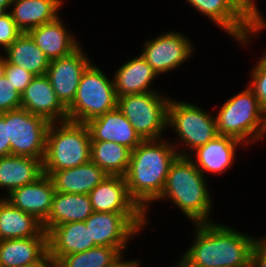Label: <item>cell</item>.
<instances>
[{
    "label": "cell",
    "instance_id": "6da1fadb",
    "mask_svg": "<svg viewBox=\"0 0 266 267\" xmlns=\"http://www.w3.org/2000/svg\"><path fill=\"white\" fill-rule=\"evenodd\" d=\"M193 226V241L190 242L192 244L179 258L184 265L251 267L252 250L260 236L235 230L217 221L193 224Z\"/></svg>",
    "mask_w": 266,
    "mask_h": 267
},
{
    "label": "cell",
    "instance_id": "7a4b0ae2",
    "mask_svg": "<svg viewBox=\"0 0 266 267\" xmlns=\"http://www.w3.org/2000/svg\"><path fill=\"white\" fill-rule=\"evenodd\" d=\"M178 156L169 137L143 140L131 151L124 176L130 197L144 211L147 226H151L149 209L161 195L170 165Z\"/></svg>",
    "mask_w": 266,
    "mask_h": 267
},
{
    "label": "cell",
    "instance_id": "3957f363",
    "mask_svg": "<svg viewBox=\"0 0 266 267\" xmlns=\"http://www.w3.org/2000/svg\"><path fill=\"white\" fill-rule=\"evenodd\" d=\"M208 181L188 156L178 155L170 165L161 195L154 202H171L192 224L215 222Z\"/></svg>",
    "mask_w": 266,
    "mask_h": 267
},
{
    "label": "cell",
    "instance_id": "277c9868",
    "mask_svg": "<svg viewBox=\"0 0 266 267\" xmlns=\"http://www.w3.org/2000/svg\"><path fill=\"white\" fill-rule=\"evenodd\" d=\"M214 117L218 135L233 137L247 147L266 136L265 110L248 85L225 100Z\"/></svg>",
    "mask_w": 266,
    "mask_h": 267
},
{
    "label": "cell",
    "instance_id": "5b68a950",
    "mask_svg": "<svg viewBox=\"0 0 266 267\" xmlns=\"http://www.w3.org/2000/svg\"><path fill=\"white\" fill-rule=\"evenodd\" d=\"M91 161V139L84 123H50L46 133L43 171H59Z\"/></svg>",
    "mask_w": 266,
    "mask_h": 267
},
{
    "label": "cell",
    "instance_id": "8992f818",
    "mask_svg": "<svg viewBox=\"0 0 266 267\" xmlns=\"http://www.w3.org/2000/svg\"><path fill=\"white\" fill-rule=\"evenodd\" d=\"M167 128L172 129L174 137L176 136L172 137L173 141H169L179 156H189L218 136L214 113L211 114L193 102L180 101L173 97L168 104Z\"/></svg>",
    "mask_w": 266,
    "mask_h": 267
},
{
    "label": "cell",
    "instance_id": "52a82bcc",
    "mask_svg": "<svg viewBox=\"0 0 266 267\" xmlns=\"http://www.w3.org/2000/svg\"><path fill=\"white\" fill-rule=\"evenodd\" d=\"M103 70L92 62L82 73L74 101L67 108L68 121L85 124L117 108L113 78Z\"/></svg>",
    "mask_w": 266,
    "mask_h": 267
},
{
    "label": "cell",
    "instance_id": "ba28073f",
    "mask_svg": "<svg viewBox=\"0 0 266 267\" xmlns=\"http://www.w3.org/2000/svg\"><path fill=\"white\" fill-rule=\"evenodd\" d=\"M169 96L154 91L118 97L117 107L143 140L166 137Z\"/></svg>",
    "mask_w": 266,
    "mask_h": 267
},
{
    "label": "cell",
    "instance_id": "9c48e42d",
    "mask_svg": "<svg viewBox=\"0 0 266 267\" xmlns=\"http://www.w3.org/2000/svg\"><path fill=\"white\" fill-rule=\"evenodd\" d=\"M84 222L97 246L115 247L120 253L127 252L129 242L148 228L144 213L93 212Z\"/></svg>",
    "mask_w": 266,
    "mask_h": 267
},
{
    "label": "cell",
    "instance_id": "30bf717a",
    "mask_svg": "<svg viewBox=\"0 0 266 267\" xmlns=\"http://www.w3.org/2000/svg\"><path fill=\"white\" fill-rule=\"evenodd\" d=\"M189 7L208 18L213 25L231 36L238 46L248 47L252 42V15L243 0H184Z\"/></svg>",
    "mask_w": 266,
    "mask_h": 267
},
{
    "label": "cell",
    "instance_id": "8fae6325",
    "mask_svg": "<svg viewBox=\"0 0 266 267\" xmlns=\"http://www.w3.org/2000/svg\"><path fill=\"white\" fill-rule=\"evenodd\" d=\"M0 116L7 125L11 154L43 161L46 133L50 123L22 108L0 113Z\"/></svg>",
    "mask_w": 266,
    "mask_h": 267
},
{
    "label": "cell",
    "instance_id": "7c38bea8",
    "mask_svg": "<svg viewBox=\"0 0 266 267\" xmlns=\"http://www.w3.org/2000/svg\"><path fill=\"white\" fill-rule=\"evenodd\" d=\"M191 40L182 31L160 32L144 42L140 54L160 78L176 71L193 57L195 47Z\"/></svg>",
    "mask_w": 266,
    "mask_h": 267
},
{
    "label": "cell",
    "instance_id": "4fadbf2b",
    "mask_svg": "<svg viewBox=\"0 0 266 267\" xmlns=\"http://www.w3.org/2000/svg\"><path fill=\"white\" fill-rule=\"evenodd\" d=\"M89 58L81 45L68 56L50 60L46 75L58 99L66 108L74 101L82 73L92 63Z\"/></svg>",
    "mask_w": 266,
    "mask_h": 267
},
{
    "label": "cell",
    "instance_id": "5bb4252c",
    "mask_svg": "<svg viewBox=\"0 0 266 267\" xmlns=\"http://www.w3.org/2000/svg\"><path fill=\"white\" fill-rule=\"evenodd\" d=\"M243 147L247 146L233 137L218 135L188 157L206 178H208L207 173L222 176L221 174L233 168L237 160L235 157L238 156L237 149Z\"/></svg>",
    "mask_w": 266,
    "mask_h": 267
},
{
    "label": "cell",
    "instance_id": "9a60e30c",
    "mask_svg": "<svg viewBox=\"0 0 266 267\" xmlns=\"http://www.w3.org/2000/svg\"><path fill=\"white\" fill-rule=\"evenodd\" d=\"M21 108L49 123L67 121V108L58 99L48 76H35L21 94Z\"/></svg>",
    "mask_w": 266,
    "mask_h": 267
},
{
    "label": "cell",
    "instance_id": "2e32d148",
    "mask_svg": "<svg viewBox=\"0 0 266 267\" xmlns=\"http://www.w3.org/2000/svg\"><path fill=\"white\" fill-rule=\"evenodd\" d=\"M54 194L52 180L43 174L35 182L12 190L4 199L44 223L50 213Z\"/></svg>",
    "mask_w": 266,
    "mask_h": 267
},
{
    "label": "cell",
    "instance_id": "e0dca14e",
    "mask_svg": "<svg viewBox=\"0 0 266 267\" xmlns=\"http://www.w3.org/2000/svg\"><path fill=\"white\" fill-rule=\"evenodd\" d=\"M93 212L144 213L130 197L123 176H108L89 194Z\"/></svg>",
    "mask_w": 266,
    "mask_h": 267
},
{
    "label": "cell",
    "instance_id": "ac0fdd59",
    "mask_svg": "<svg viewBox=\"0 0 266 267\" xmlns=\"http://www.w3.org/2000/svg\"><path fill=\"white\" fill-rule=\"evenodd\" d=\"M91 141H112L134 150L143 139L117 107L85 123Z\"/></svg>",
    "mask_w": 266,
    "mask_h": 267
},
{
    "label": "cell",
    "instance_id": "d6986e66",
    "mask_svg": "<svg viewBox=\"0 0 266 267\" xmlns=\"http://www.w3.org/2000/svg\"><path fill=\"white\" fill-rule=\"evenodd\" d=\"M28 34L49 60L68 56L82 45L60 16L52 22L35 27Z\"/></svg>",
    "mask_w": 266,
    "mask_h": 267
},
{
    "label": "cell",
    "instance_id": "ffe728a7",
    "mask_svg": "<svg viewBox=\"0 0 266 267\" xmlns=\"http://www.w3.org/2000/svg\"><path fill=\"white\" fill-rule=\"evenodd\" d=\"M126 61L112 75L117 98L158 90L152 85L159 76L141 54Z\"/></svg>",
    "mask_w": 266,
    "mask_h": 267
},
{
    "label": "cell",
    "instance_id": "44dd1931",
    "mask_svg": "<svg viewBox=\"0 0 266 267\" xmlns=\"http://www.w3.org/2000/svg\"><path fill=\"white\" fill-rule=\"evenodd\" d=\"M48 255L57 262L62 256L97 247L85 222H69L53 227L48 233Z\"/></svg>",
    "mask_w": 266,
    "mask_h": 267
},
{
    "label": "cell",
    "instance_id": "7402d4cb",
    "mask_svg": "<svg viewBox=\"0 0 266 267\" xmlns=\"http://www.w3.org/2000/svg\"><path fill=\"white\" fill-rule=\"evenodd\" d=\"M52 180L55 191L69 194H89L109 175L92 161L74 168L43 171Z\"/></svg>",
    "mask_w": 266,
    "mask_h": 267
},
{
    "label": "cell",
    "instance_id": "603a6c76",
    "mask_svg": "<svg viewBox=\"0 0 266 267\" xmlns=\"http://www.w3.org/2000/svg\"><path fill=\"white\" fill-rule=\"evenodd\" d=\"M48 255V237L4 239L0 241V267H28Z\"/></svg>",
    "mask_w": 266,
    "mask_h": 267
},
{
    "label": "cell",
    "instance_id": "cb8c5ba5",
    "mask_svg": "<svg viewBox=\"0 0 266 267\" xmlns=\"http://www.w3.org/2000/svg\"><path fill=\"white\" fill-rule=\"evenodd\" d=\"M65 0H13L9 9L22 33L49 23L60 15Z\"/></svg>",
    "mask_w": 266,
    "mask_h": 267
},
{
    "label": "cell",
    "instance_id": "d4e9b609",
    "mask_svg": "<svg viewBox=\"0 0 266 267\" xmlns=\"http://www.w3.org/2000/svg\"><path fill=\"white\" fill-rule=\"evenodd\" d=\"M42 175L43 164L39 159L12 154L0 157V189L6 193L1 194L0 198L16 188L35 182Z\"/></svg>",
    "mask_w": 266,
    "mask_h": 267
},
{
    "label": "cell",
    "instance_id": "484cf974",
    "mask_svg": "<svg viewBox=\"0 0 266 267\" xmlns=\"http://www.w3.org/2000/svg\"><path fill=\"white\" fill-rule=\"evenodd\" d=\"M93 213L88 194H69L55 191L52 206L43 228L48 233L53 227L69 222H84Z\"/></svg>",
    "mask_w": 266,
    "mask_h": 267
},
{
    "label": "cell",
    "instance_id": "4316f807",
    "mask_svg": "<svg viewBox=\"0 0 266 267\" xmlns=\"http://www.w3.org/2000/svg\"><path fill=\"white\" fill-rule=\"evenodd\" d=\"M28 237H47L43 223L0 198V241Z\"/></svg>",
    "mask_w": 266,
    "mask_h": 267
},
{
    "label": "cell",
    "instance_id": "83f0119b",
    "mask_svg": "<svg viewBox=\"0 0 266 267\" xmlns=\"http://www.w3.org/2000/svg\"><path fill=\"white\" fill-rule=\"evenodd\" d=\"M3 53L9 64L20 66L35 76L45 75L50 65L48 57L28 33H22Z\"/></svg>",
    "mask_w": 266,
    "mask_h": 267
},
{
    "label": "cell",
    "instance_id": "f1b7e54d",
    "mask_svg": "<svg viewBox=\"0 0 266 267\" xmlns=\"http://www.w3.org/2000/svg\"><path fill=\"white\" fill-rule=\"evenodd\" d=\"M131 150L112 141H91V161L109 176H125Z\"/></svg>",
    "mask_w": 266,
    "mask_h": 267
},
{
    "label": "cell",
    "instance_id": "f546056e",
    "mask_svg": "<svg viewBox=\"0 0 266 267\" xmlns=\"http://www.w3.org/2000/svg\"><path fill=\"white\" fill-rule=\"evenodd\" d=\"M120 254L115 247L97 246L87 251L62 256L56 262V267H104Z\"/></svg>",
    "mask_w": 266,
    "mask_h": 267
},
{
    "label": "cell",
    "instance_id": "4dcf8cb0",
    "mask_svg": "<svg viewBox=\"0 0 266 267\" xmlns=\"http://www.w3.org/2000/svg\"><path fill=\"white\" fill-rule=\"evenodd\" d=\"M261 53L260 58L250 68V80L248 87L253 91L257 97L260 105L266 109V51Z\"/></svg>",
    "mask_w": 266,
    "mask_h": 267
},
{
    "label": "cell",
    "instance_id": "1f68e13d",
    "mask_svg": "<svg viewBox=\"0 0 266 267\" xmlns=\"http://www.w3.org/2000/svg\"><path fill=\"white\" fill-rule=\"evenodd\" d=\"M21 108V94L3 74L0 77V113Z\"/></svg>",
    "mask_w": 266,
    "mask_h": 267
},
{
    "label": "cell",
    "instance_id": "d6a6232c",
    "mask_svg": "<svg viewBox=\"0 0 266 267\" xmlns=\"http://www.w3.org/2000/svg\"><path fill=\"white\" fill-rule=\"evenodd\" d=\"M22 32L16 26L9 11L0 13V50L3 53Z\"/></svg>",
    "mask_w": 266,
    "mask_h": 267
},
{
    "label": "cell",
    "instance_id": "836d02e7",
    "mask_svg": "<svg viewBox=\"0 0 266 267\" xmlns=\"http://www.w3.org/2000/svg\"><path fill=\"white\" fill-rule=\"evenodd\" d=\"M4 75L9 79L10 84L15 87L17 92L20 94L24 92L26 87L35 77V75L31 72L26 71L20 66L9 64L6 60L4 64Z\"/></svg>",
    "mask_w": 266,
    "mask_h": 267
},
{
    "label": "cell",
    "instance_id": "e575fe53",
    "mask_svg": "<svg viewBox=\"0 0 266 267\" xmlns=\"http://www.w3.org/2000/svg\"><path fill=\"white\" fill-rule=\"evenodd\" d=\"M257 0H243L244 5L247 9V11L252 15V34L251 37L254 39L257 38V35L259 36L260 33L265 31L266 29V19L264 14L260 11V8L258 7V3H256Z\"/></svg>",
    "mask_w": 266,
    "mask_h": 267
},
{
    "label": "cell",
    "instance_id": "d590c367",
    "mask_svg": "<svg viewBox=\"0 0 266 267\" xmlns=\"http://www.w3.org/2000/svg\"><path fill=\"white\" fill-rule=\"evenodd\" d=\"M251 267H266V236L255 242L251 254Z\"/></svg>",
    "mask_w": 266,
    "mask_h": 267
},
{
    "label": "cell",
    "instance_id": "8d00e7d4",
    "mask_svg": "<svg viewBox=\"0 0 266 267\" xmlns=\"http://www.w3.org/2000/svg\"><path fill=\"white\" fill-rule=\"evenodd\" d=\"M7 155H11L10 138L5 120L0 116V157Z\"/></svg>",
    "mask_w": 266,
    "mask_h": 267
},
{
    "label": "cell",
    "instance_id": "74e56055",
    "mask_svg": "<svg viewBox=\"0 0 266 267\" xmlns=\"http://www.w3.org/2000/svg\"><path fill=\"white\" fill-rule=\"evenodd\" d=\"M127 254L126 252L124 253H121L112 263H110L109 265L107 266H104V267H141V259H134L133 260L129 259H125L126 255ZM125 256V257H124Z\"/></svg>",
    "mask_w": 266,
    "mask_h": 267
},
{
    "label": "cell",
    "instance_id": "f35d334b",
    "mask_svg": "<svg viewBox=\"0 0 266 267\" xmlns=\"http://www.w3.org/2000/svg\"><path fill=\"white\" fill-rule=\"evenodd\" d=\"M28 267H56V262L47 255L41 262Z\"/></svg>",
    "mask_w": 266,
    "mask_h": 267
},
{
    "label": "cell",
    "instance_id": "ab89813d",
    "mask_svg": "<svg viewBox=\"0 0 266 267\" xmlns=\"http://www.w3.org/2000/svg\"><path fill=\"white\" fill-rule=\"evenodd\" d=\"M12 1L13 0H0V13L9 11Z\"/></svg>",
    "mask_w": 266,
    "mask_h": 267
},
{
    "label": "cell",
    "instance_id": "60d3db41",
    "mask_svg": "<svg viewBox=\"0 0 266 267\" xmlns=\"http://www.w3.org/2000/svg\"><path fill=\"white\" fill-rule=\"evenodd\" d=\"M4 64H5V57L3 53L0 52V77L4 74Z\"/></svg>",
    "mask_w": 266,
    "mask_h": 267
},
{
    "label": "cell",
    "instance_id": "b9f144b4",
    "mask_svg": "<svg viewBox=\"0 0 266 267\" xmlns=\"http://www.w3.org/2000/svg\"><path fill=\"white\" fill-rule=\"evenodd\" d=\"M175 264H173V265H175V266H172V267H189V266H186V265H184L180 260H178L177 259V262H174Z\"/></svg>",
    "mask_w": 266,
    "mask_h": 267
}]
</instances>
